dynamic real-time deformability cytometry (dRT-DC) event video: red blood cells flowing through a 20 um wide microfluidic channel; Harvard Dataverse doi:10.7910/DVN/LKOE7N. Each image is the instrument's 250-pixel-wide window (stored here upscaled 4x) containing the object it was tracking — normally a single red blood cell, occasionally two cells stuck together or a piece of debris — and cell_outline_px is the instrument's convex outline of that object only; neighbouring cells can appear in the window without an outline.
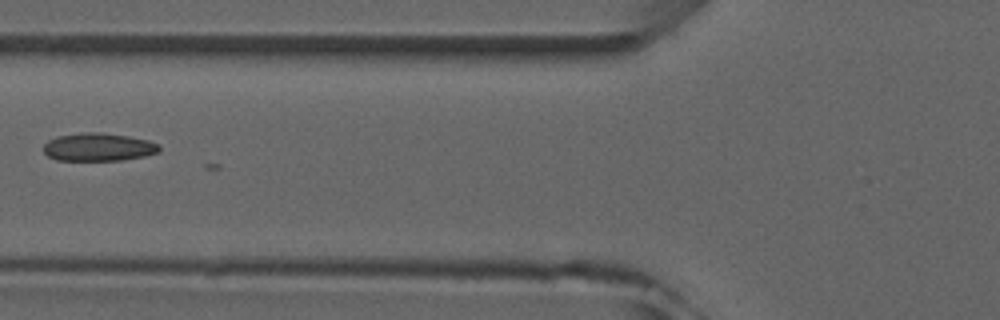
{"species": "common noctule bat (a hibernating species)", "species_latin": "Nyctalus noctula", "temperature_condition": "room temperature", "stored_images_in_passage": 5, "camera_frame_rate_fps": 3000, "um_per_image_px": 0.085, "animal": {"sex": "male", "forearm_length_mm": 52.5}, "frame": {"image": 1, "passage_image": 3, "time_ms": 2.333, "image_size_px": [1000, 320], "cell_outline_px": [[160, 152], [144, 156], [120, 160], [56, 160], [48, 156], [44, 152], [44, 144], [48, 140], [56, 136], [88, 132], [100, 132], [128, 136], [148, 140], [160, 144]], "centroid_in_image_um": [8.37, 12.5], "position_along_channel_um": 117.4, "area_um2": 18.9}}